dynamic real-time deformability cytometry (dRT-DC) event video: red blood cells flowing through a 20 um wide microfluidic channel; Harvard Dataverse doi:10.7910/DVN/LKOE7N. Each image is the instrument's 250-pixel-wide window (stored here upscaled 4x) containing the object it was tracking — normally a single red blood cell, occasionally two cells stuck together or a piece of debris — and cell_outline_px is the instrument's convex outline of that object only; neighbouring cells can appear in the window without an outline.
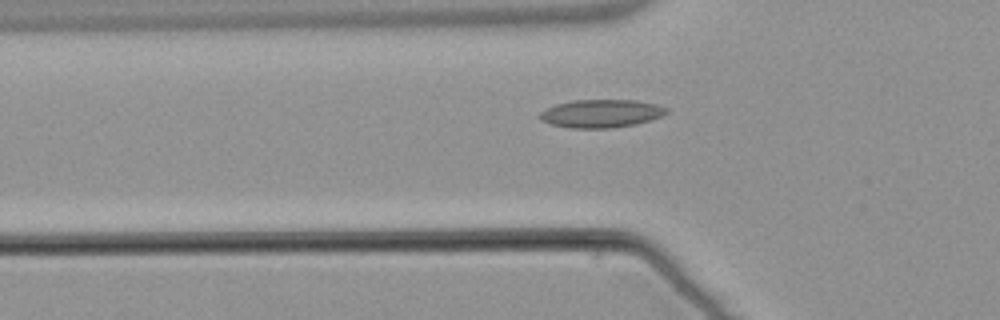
{"species": "common noctule bat (a hibernating species)", "species_latin": "Nyctalus noctula", "temperature_condition": "warm", "stored_images_in_passage": 42, "camera_frame_rate_fps": 3000, "um_per_image_px": 0.085, "animal": {"sex": "male", "body_mass_g": 21.5, "forearm_length_mm": 52.0}, "frame": {"image": 1, "passage_image": 13, "time_ms": 4.0, "image_size_px": [1000, 320], "cell_outline_px": [[668, 112], [652, 120], [636, 124], [608, 128], [568, 128], [552, 124], [540, 120], [536, 116], [540, 112], [556, 104], [572, 100], [636, 100], [656, 104], [668, 108]], "centroid_in_image_um": [51.08, 9.65], "position_along_channel_um": 74.7, "area_um2": 20.81}}
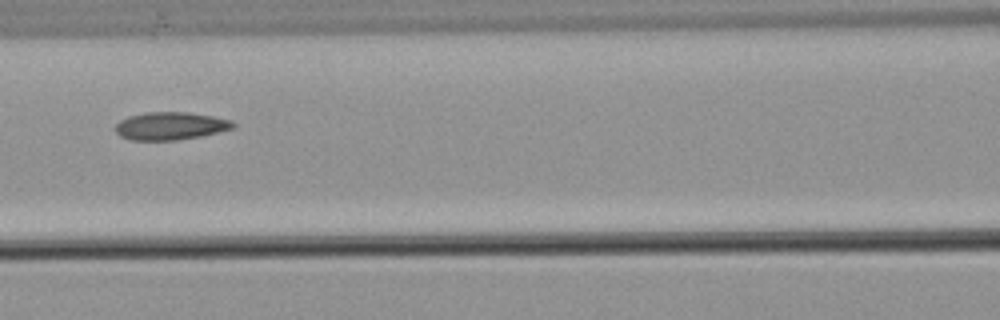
{"frame": {"image": 2, "passage_image": 19, "time_ms": 6.0, "image_size_px": [1000, 320], "cell_outline_px": [[236, 128], [200, 136], [176, 140], [128, 140], [120, 136], [116, 132], [116, 124], [120, 120], [128, 116], [144, 112], [188, 112], [212, 116], [232, 120], [236, 124]], "centroid_in_image_um": [14.49, 10.7], "position_along_channel_um": 152.1, "area_um2": 19.19}}
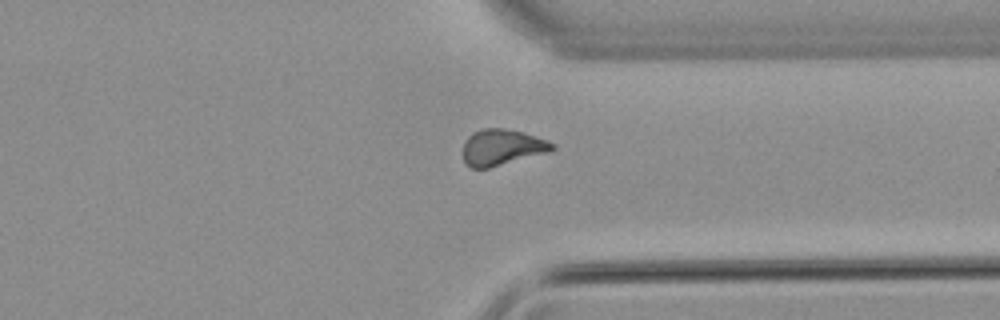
{"frame": {"image": 3, "passage_image": 36, "time_ms": 11.667, "image_size_px": [1000, 320], "cell_outline_px": [[556, 148], [548, 152], [488, 168], [472, 168], [464, 164], [464, 140], [472, 132], [484, 128], [504, 128], [524, 132], [548, 140], [556, 144]], "centroid_in_image_um": [42.67, 12.51], "position_along_channel_um": 368.7, "area_um2": 18.84}}